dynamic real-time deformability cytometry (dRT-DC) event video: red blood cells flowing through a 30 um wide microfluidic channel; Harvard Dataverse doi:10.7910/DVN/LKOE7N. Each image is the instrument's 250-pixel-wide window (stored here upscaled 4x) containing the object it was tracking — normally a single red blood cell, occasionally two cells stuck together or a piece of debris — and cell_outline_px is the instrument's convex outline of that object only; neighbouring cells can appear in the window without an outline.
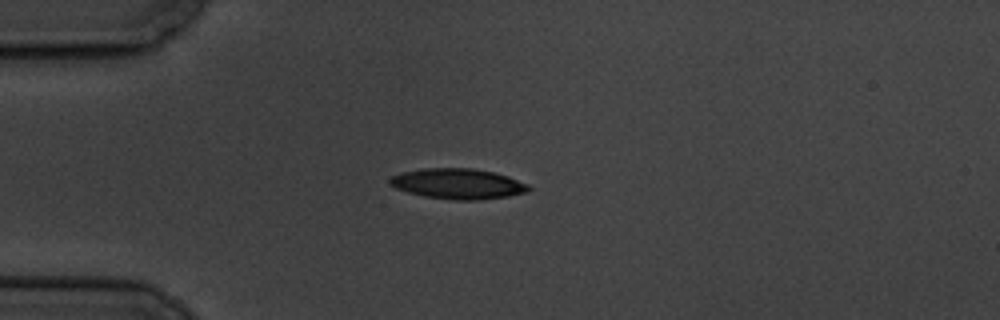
{"species": "common noctule bat (a hibernating species)", "species_latin": "Nyctalus noctula", "temperature_condition": "cold", "stored_images_in_passage": 10, "camera_frame_rate_fps": 3000, "um_per_image_px": 0.085, "animal": {"sex": "male", "body_mass_g": 19.5, "forearm_length_mm": 54.6}, "frame": {"image": 1, "passage_image": 3, "time_ms": 2.333, "image_size_px": [1000, 320], "cell_outline_px": [[532, 188], [528, 192], [508, 196], [476, 200], [456, 200], [424, 196], [408, 192], [396, 188], [388, 184], [388, 180], [392, 176], [400, 172], [424, 168], [472, 168], [492, 172], [508, 176], [528, 184]], "centroid_in_image_um": [38.91, 15.62], "position_along_channel_um": 46.1, "area_um2": 24.62}}
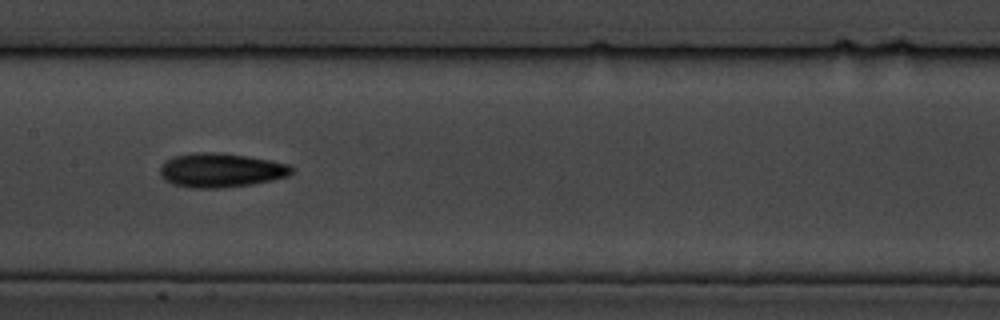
{"frame": {"image": 2, "passage_image": 7, "time_ms": 7.0, "image_size_px": [1000, 320], "cell_outline_px": [[292, 172], [288, 176], [272, 180], [252, 184], [224, 188], [192, 188], [172, 184], [164, 180], [160, 172], [160, 168], [172, 156], [196, 152], [220, 152], [248, 156], [272, 160], [288, 164], [292, 168]], "centroid_in_image_um": [18.78, 14.47], "position_along_channel_um": 188.6, "area_um2": 26.3}}
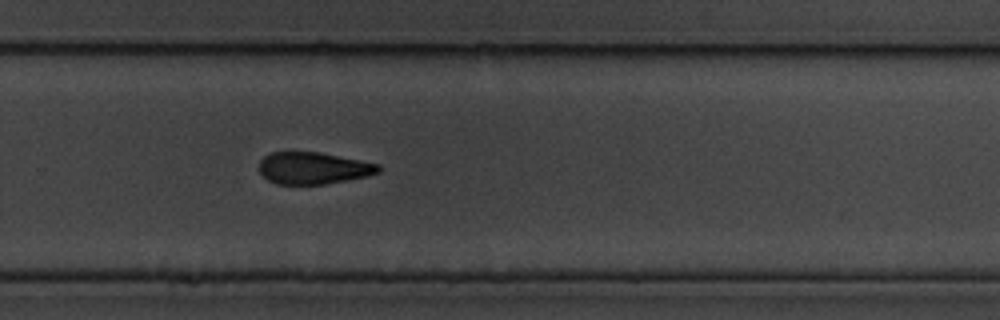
{"frame": {"image": 3, "passage_image": 10, "time_ms": 10.333, "image_size_px": [1000, 320], "cell_outline_px": [[380, 172], [368, 176], [348, 180], [324, 184], [276, 184], [268, 180], [260, 172], [260, 160], [268, 152], [320, 152], [380, 164]], "centroid_in_image_um": [26.64, 14.29], "position_along_channel_um": 303.2, "area_um2": 22.25}}